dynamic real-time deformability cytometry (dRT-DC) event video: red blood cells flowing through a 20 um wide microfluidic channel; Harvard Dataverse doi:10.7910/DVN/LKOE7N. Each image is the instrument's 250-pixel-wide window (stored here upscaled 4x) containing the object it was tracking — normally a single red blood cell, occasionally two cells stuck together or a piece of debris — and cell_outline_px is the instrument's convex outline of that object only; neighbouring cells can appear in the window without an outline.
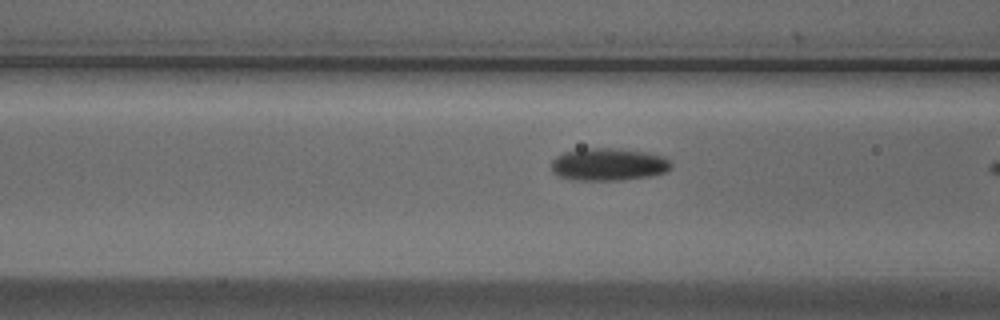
{"species": "Egyptian fruit bat (a non-hibernating species)", "species_latin": "Rousettus aegyptiacus", "temperature_condition": "cold", "stored_images_in_passage": 9, "camera_frame_rate_fps": 3000, "um_per_image_px": 0.085, "animal": {"sex": "male"}, "frame": {"image": 1, "passage_image": 8, "time_ms": 2.333, "image_size_px": [1000, 320], "cell_outline_px": [[672, 168], [664, 172], [648, 176], [620, 180], [568, 180], [552, 172], [552, 160], [556, 156], [564, 152], [584, 148], [612, 148], [644, 152], [664, 156], [672, 164]], "centroid_in_image_um": [51.69, 13.97], "position_along_channel_um": 114.9, "area_um2": 22.66}}